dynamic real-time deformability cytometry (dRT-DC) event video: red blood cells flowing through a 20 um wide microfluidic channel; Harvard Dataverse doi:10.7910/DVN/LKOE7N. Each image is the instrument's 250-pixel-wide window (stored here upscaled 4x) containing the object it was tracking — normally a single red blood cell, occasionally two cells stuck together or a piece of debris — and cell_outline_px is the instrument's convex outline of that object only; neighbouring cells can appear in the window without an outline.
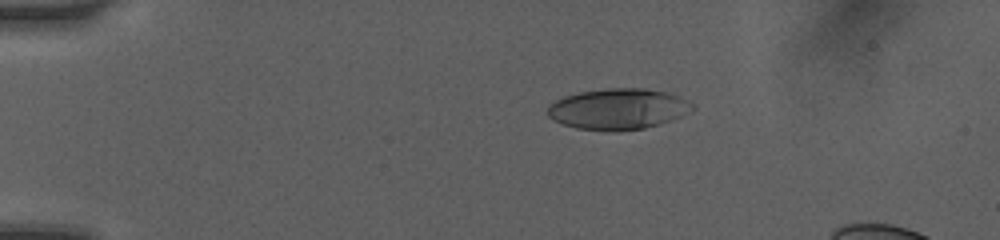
{"species": "human", "species_latin": "Homo sapiens", "temperature_condition": "room temperature", "stored_images_in_passage": 6, "camera_frame_rate_fps": 3000, "um_per_image_px": 0.085, "donor": {"sex": "female"}, "frame": {"image": 1, "passage_image": 1, "time_ms": 0.0, "image_size_px": [1000, 240], "cell_outline_px": [[692, 108], [680, 116], [644, 128], [616, 132], [576, 128], [564, 124], [548, 116], [548, 104], [564, 96], [580, 92], [612, 88], [644, 88], [664, 92], [680, 96], [692, 104]], "centroid_in_image_um": [52.49, 9.26], "position_along_channel_um": 32.5, "area_um2": 33.99}}
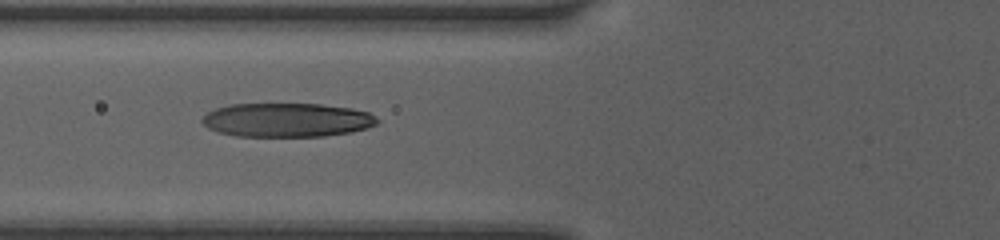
{"frame": {"image": 2, "passage_image": 5, "time_ms": 3.333, "image_size_px": [1000, 240], "cell_outline_px": [[380, 120], [376, 124], [368, 128], [352, 132], [324, 136], [236, 136], [220, 132], [208, 128], [200, 120], [208, 112], [216, 108], [228, 104], [320, 104], [352, 108], [368, 112]], "centroid_in_image_um": [24.4, 10.2], "position_along_channel_um": 101.4, "area_um2": 34.68}}